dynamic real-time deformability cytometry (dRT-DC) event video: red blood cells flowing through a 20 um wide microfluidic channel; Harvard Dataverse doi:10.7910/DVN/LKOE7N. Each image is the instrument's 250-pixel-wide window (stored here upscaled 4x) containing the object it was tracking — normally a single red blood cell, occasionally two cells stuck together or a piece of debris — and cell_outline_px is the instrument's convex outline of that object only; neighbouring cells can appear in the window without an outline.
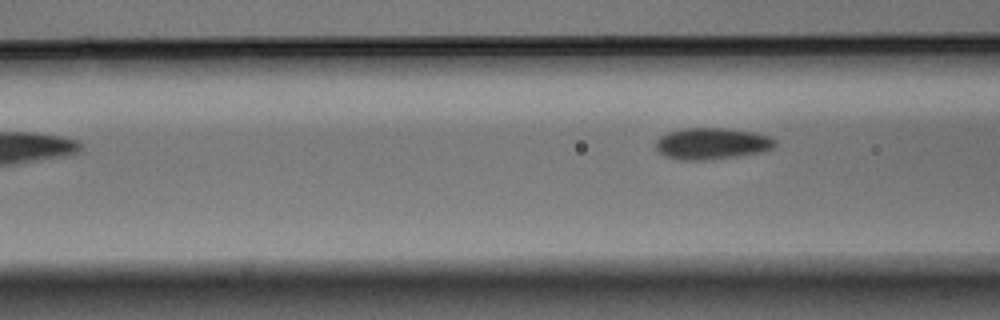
{"species": "Egyptian fruit bat (a non-hibernating species)", "species_latin": "Rousettus aegyptiacus", "temperature_condition": "warm", "stored_images_in_passage": 4, "camera_frame_rate_fps": 3000, "um_per_image_px": 0.085, "animal": {"sex": "male"}, "frame": {"image": 1, "passage_image": 4, "time_ms": 1.0, "image_size_px": [1000, 320], "cell_outline_px": [[776, 144], [772, 148], [764, 152], [740, 156], [704, 160], [676, 160], [664, 156], [656, 148], [656, 140], [660, 136], [668, 132], [680, 128], [724, 128], [756, 132], [772, 136], [776, 140]], "centroid_in_image_um": [60.53, 12.2], "position_along_channel_um": 106.1, "area_um2": 22.31}}